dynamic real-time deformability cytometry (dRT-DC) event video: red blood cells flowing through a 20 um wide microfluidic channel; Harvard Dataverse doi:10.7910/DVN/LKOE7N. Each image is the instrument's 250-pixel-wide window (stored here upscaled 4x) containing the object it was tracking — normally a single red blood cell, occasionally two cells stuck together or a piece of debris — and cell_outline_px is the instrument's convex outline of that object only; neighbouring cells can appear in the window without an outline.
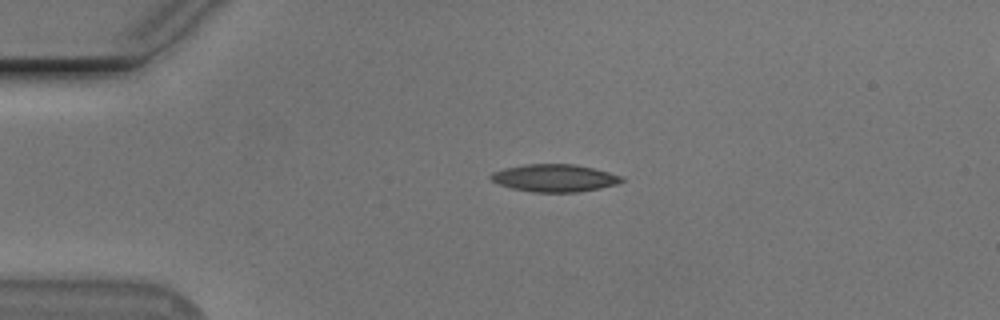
{"species": "Egyptian fruit bat (a non-hibernating species)", "species_latin": "Rousettus aegyptiacus", "temperature_condition": "cold", "stored_images_in_passage": 31, "camera_frame_rate_fps": 3000, "um_per_image_px": 0.085, "animal": {"sex": "male"}, "frame": {"image": 1, "passage_image": 1, "time_ms": 0.0, "image_size_px": [1000, 320], "cell_outline_px": [[624, 180], [616, 184], [600, 188], [576, 192], [532, 192], [512, 188], [500, 184], [492, 180], [488, 176], [492, 172], [504, 168], [528, 164], [572, 164], [592, 168], [608, 172], [620, 176]], "centroid_in_image_um": [47.1, 15.13], "position_along_channel_um": 37.9, "area_um2": 20.69}}
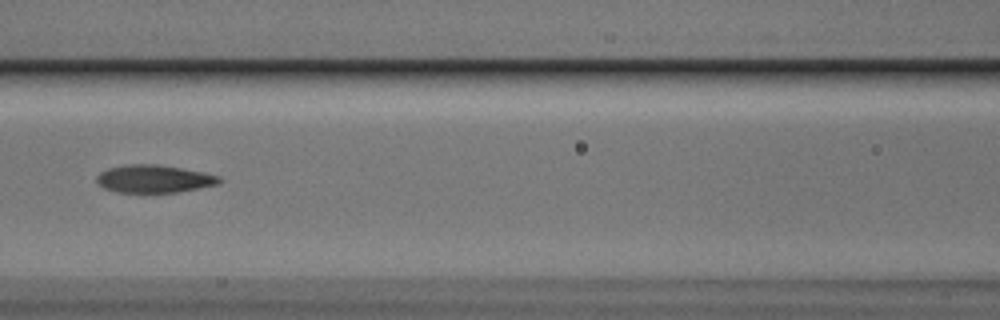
{"frame": {"image": 2, "passage_image": 13, "time_ms": 4.0, "image_size_px": [1000, 320], "cell_outline_px": [[220, 180], [216, 184], [176, 192], [120, 192], [104, 188], [96, 180], [96, 176], [100, 172], [108, 168], [128, 164], [156, 164], [204, 172], [220, 176]], "centroid_in_image_um": [13.05, 15.19], "position_along_channel_um": 153.5, "area_um2": 19.48}}
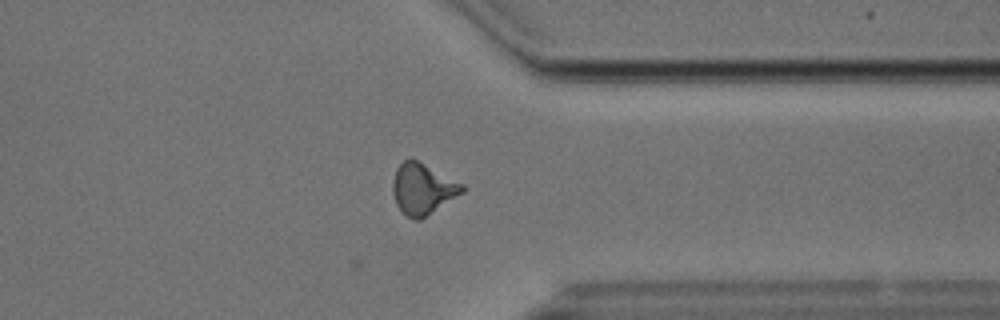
{"frame": {"image": 3, "passage_image": 31, "time_ms": 10.0, "image_size_px": [1000, 320], "cell_outline_px": [[468, 188], [464, 192], [420, 220], [416, 220], [408, 216], [396, 204], [392, 192], [392, 184], [396, 168], [404, 160], [416, 160], [464, 184]], "centroid_in_image_um": [35.95, 16.06], "position_along_channel_um": 375.5, "area_um2": 20.4}, "authors_computed_cell_mechanics": {"area_um2": 19.652, "velocity_mm_per_s": 3.7564, "shape_relaxation_time_tau1_ms": null, "shape_relaxation_time_tau2_ms": 2.3594, "deformation_change_tau1": null, "deformation_change_tau2": 0.1023}}